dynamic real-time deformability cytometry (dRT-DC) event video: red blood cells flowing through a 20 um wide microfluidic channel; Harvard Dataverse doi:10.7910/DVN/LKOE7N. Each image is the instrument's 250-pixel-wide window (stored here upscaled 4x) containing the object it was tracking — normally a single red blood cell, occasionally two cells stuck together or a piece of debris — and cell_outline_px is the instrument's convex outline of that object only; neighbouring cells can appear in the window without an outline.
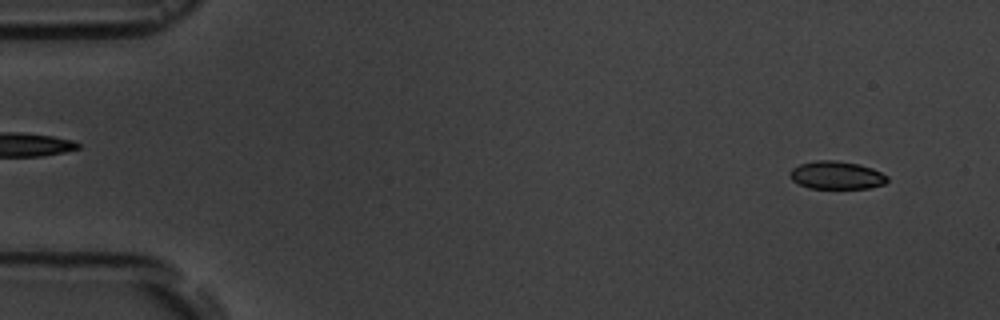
{"species": "common noctule bat (a hibernating species)", "species_latin": "Nyctalus noctula", "temperature_condition": "room temperature", "stored_images_in_passage": 7, "camera_frame_rate_fps": 3000, "um_per_image_px": 0.085, "animal": {"sex": "male", "body_mass_g": 19.5, "forearm_length_mm": 54.6}, "frame": {"image": 1, "passage_image": 1, "time_ms": 0.0, "image_size_px": [1000, 320], "cell_outline_px": [[888, 180], [884, 184], [868, 188], [808, 188], [792, 180], [788, 172], [792, 168], [800, 164], [816, 160], [836, 160], [860, 164], [872, 168], [888, 176]], "centroid_in_image_um": [71.09, 14.88], "position_along_channel_um": 13.9, "area_um2": 15.9}}
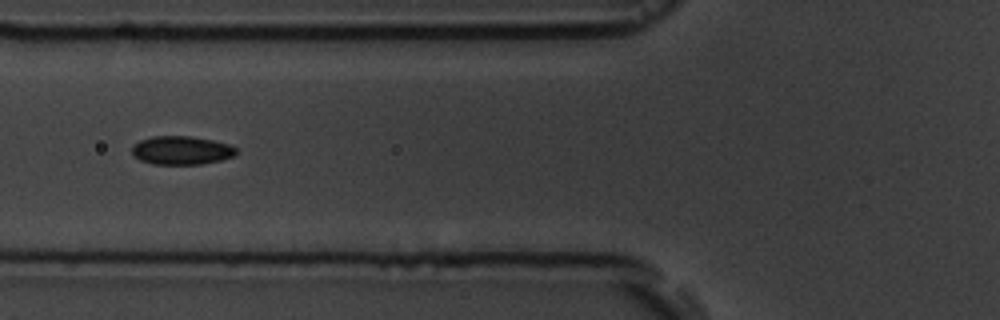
{"frame": {"image": 2, "passage_image": 6, "time_ms": 5.667, "image_size_px": [1000, 320], "cell_outline_px": [[240, 152], [236, 156], [220, 160], [200, 164], [152, 164], [140, 160], [132, 156], [132, 144], [140, 140], [152, 136], [192, 136], [212, 140], [228, 144], [236, 148]], "centroid_in_image_um": [15.42, 12.78], "position_along_channel_um": 110.4, "area_um2": 17.57}}
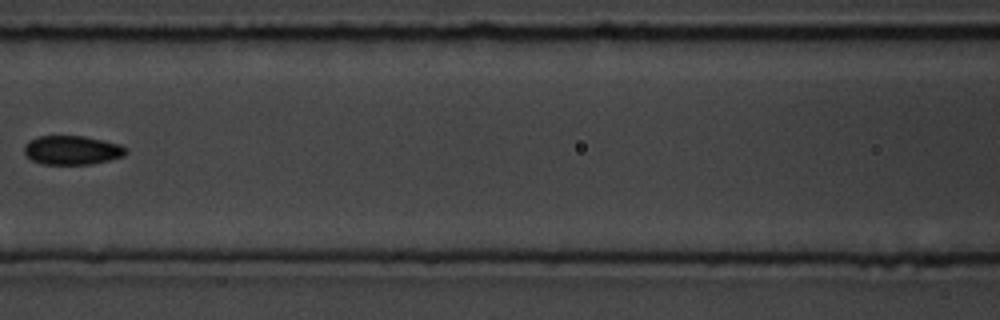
{"frame": {"image": 3, "passage_image": 7, "time_ms": 7.0, "image_size_px": [1000, 320], "cell_outline_px": [[128, 152], [124, 156], [92, 164], [40, 164], [32, 160], [24, 152], [24, 144], [28, 140], [40, 136], [84, 136], [104, 140], [120, 144], [128, 148]], "centroid_in_image_um": [6.14, 12.76], "position_along_channel_um": 160.5, "area_um2": 17.34}}